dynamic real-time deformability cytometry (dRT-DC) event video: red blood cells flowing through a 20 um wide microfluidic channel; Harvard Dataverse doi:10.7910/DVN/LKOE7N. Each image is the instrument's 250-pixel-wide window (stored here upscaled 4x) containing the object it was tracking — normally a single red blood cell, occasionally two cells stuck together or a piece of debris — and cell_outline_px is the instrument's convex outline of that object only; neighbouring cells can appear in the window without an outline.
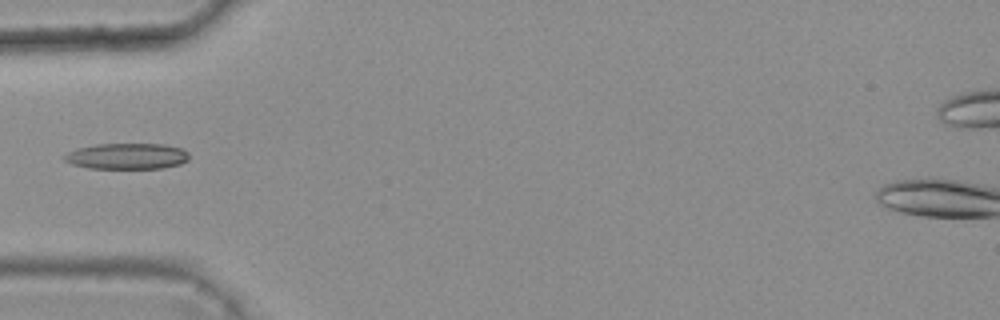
{"species": "common noctule bat (a hibernating species)", "species_latin": "Nyctalus noctula", "temperature_condition": "warm", "stored_images_in_passage": 6, "camera_frame_rate_fps": 3000, "um_per_image_px": 0.085, "animal": {"sex": "female", "body_mass_g": 25.1}, "frame": {"image": 1, "passage_image": 5, "time_ms": 1.333, "image_size_px": [1000, 320], "cell_outline_px": [[188, 160], [180, 164], [164, 168], [88, 168], [72, 164], [64, 160], [64, 156], [68, 152], [76, 148], [96, 144], [164, 144], [184, 148], [188, 152]], "centroid_in_image_um": [10.82, 13.27], "position_along_channel_um": 74.2, "area_um2": 18.96}}
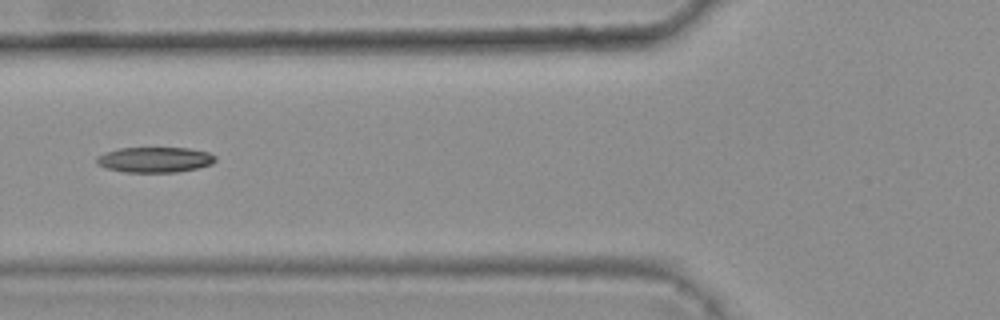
{"frame": {"image": 2, "passage_image": 6, "time_ms": 1.667, "image_size_px": [1000, 320], "cell_outline_px": [[216, 160], [212, 164], [196, 168], [176, 172], [124, 172], [108, 168], [96, 164], [96, 156], [104, 152], [120, 148], [188, 148], [208, 152], [216, 156]], "centroid_in_image_um": [13.14, 13.57], "position_along_channel_um": 112.7, "area_um2": 17.57}}